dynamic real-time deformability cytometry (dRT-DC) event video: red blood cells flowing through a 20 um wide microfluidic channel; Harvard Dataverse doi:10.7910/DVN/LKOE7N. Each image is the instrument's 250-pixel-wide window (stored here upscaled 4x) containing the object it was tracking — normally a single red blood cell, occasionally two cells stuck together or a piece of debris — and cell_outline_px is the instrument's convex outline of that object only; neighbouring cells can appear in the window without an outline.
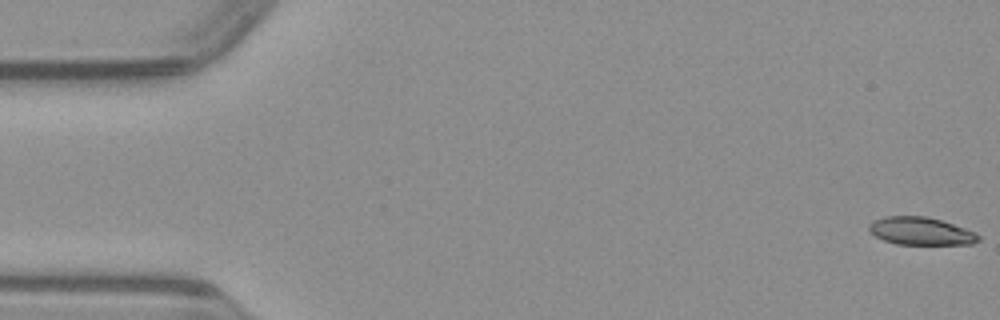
{"species": "common noctule bat (a hibernating species)", "species_latin": "Nyctalus noctula", "temperature_condition": "warm", "stored_images_in_passage": 50, "camera_frame_rate_fps": 3000, "um_per_image_px": 0.085, "animal": {"sex": "male", "body_mass_g": 23.1, "forearm_length_mm": 52.7}, "frame": {"image": 1, "passage_image": 1, "time_ms": 0.0, "image_size_px": [1000, 320], "cell_outline_px": [[980, 240], [972, 244], [896, 244], [884, 240], [868, 232], [868, 224], [884, 216], [924, 216], [940, 220], [976, 232], [980, 236]], "centroid_in_image_um": [78.25, 19.65], "position_along_channel_um": 6.7, "area_um2": 17.63}}
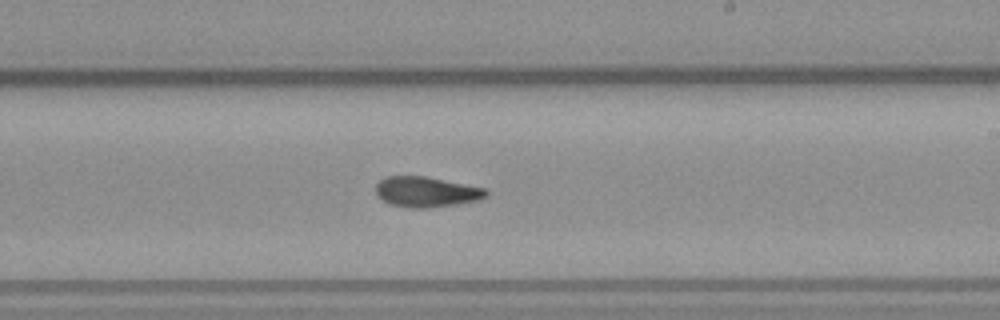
{"frame": {"image": 2, "passage_image": 29, "time_ms": 9.333, "image_size_px": [1000, 320], "cell_outline_px": [[488, 196], [480, 200], [456, 204], [424, 208], [412, 208], [392, 204], [376, 196], [376, 184], [384, 176], [424, 176], [488, 188]], "centroid_in_image_um": [36.27, 16.3], "position_along_channel_um": 252.7, "area_um2": 19.59}}
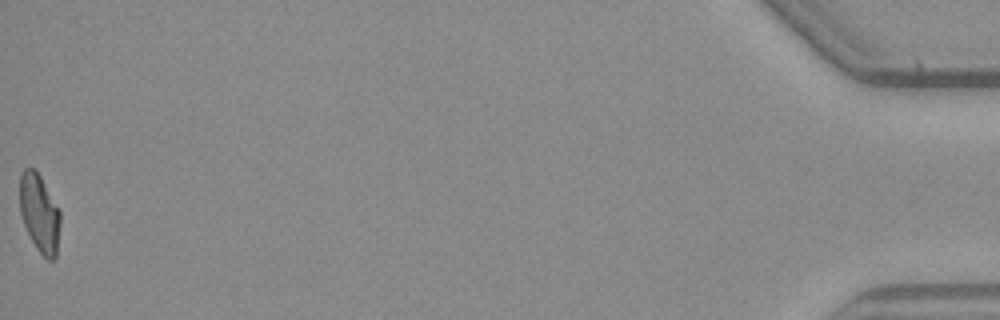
{"frame": {"image": 3, "passage_image": 50, "time_ms": 16.333, "image_size_px": [1000, 320], "cell_outline_px": [[60, 224], [56, 256], [52, 260], [48, 260], [36, 248], [24, 224], [20, 212], [20, 172], [24, 168], [36, 168], [60, 212]], "centroid_in_image_um": [3.35, 18.09], "position_along_channel_um": 431.9, "area_um2": 18.26}}